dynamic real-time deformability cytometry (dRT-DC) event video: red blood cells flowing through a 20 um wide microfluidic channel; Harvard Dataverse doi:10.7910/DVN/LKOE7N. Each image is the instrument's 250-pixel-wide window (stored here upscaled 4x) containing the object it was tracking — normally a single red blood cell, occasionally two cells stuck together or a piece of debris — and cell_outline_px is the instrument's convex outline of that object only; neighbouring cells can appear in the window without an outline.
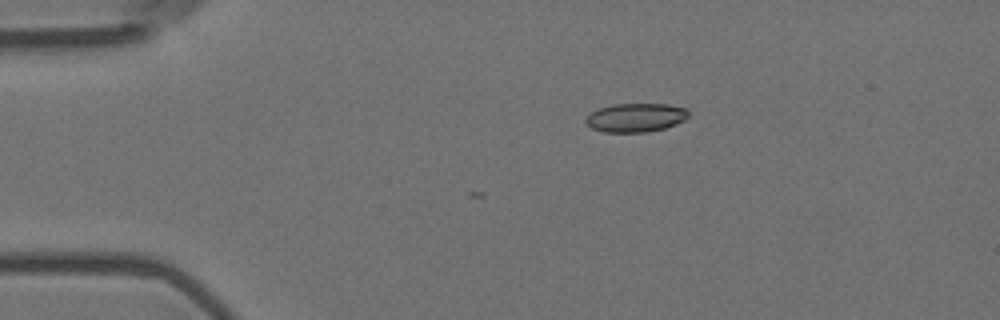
{"species": "Egyptian fruit bat (a non-hibernating species)", "species_latin": "Rousettus aegyptiacus", "temperature_condition": "room temperature", "stored_images_in_passage": 2, "camera_frame_rate_fps": 3000, "um_per_image_px": 0.085, "animal": {"sex": "female"}, "frame": {"image": 1, "passage_image": 2, "time_ms": 0.333, "image_size_px": [1000, 320], "cell_outline_px": [[688, 116], [684, 120], [676, 124], [664, 128], [644, 132], [604, 132], [592, 128], [584, 120], [596, 108], [612, 104], [668, 104], [688, 108]], "centroid_in_image_um": [54.04, 9.98], "position_along_channel_um": 31.0, "area_um2": 17.22}}